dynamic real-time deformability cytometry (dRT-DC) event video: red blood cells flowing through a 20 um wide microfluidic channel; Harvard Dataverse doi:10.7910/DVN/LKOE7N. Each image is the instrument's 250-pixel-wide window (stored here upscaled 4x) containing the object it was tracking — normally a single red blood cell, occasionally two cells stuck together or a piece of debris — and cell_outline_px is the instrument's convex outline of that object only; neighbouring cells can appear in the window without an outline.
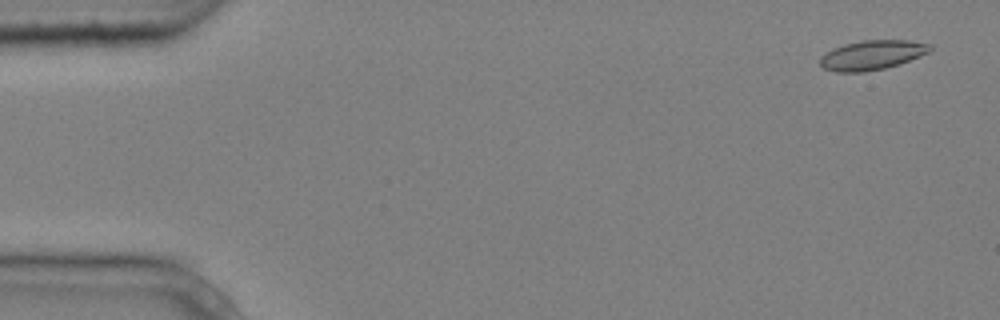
{"species": "common noctule bat (a hibernating species)", "species_latin": "Nyctalus noctula", "temperature_condition": "cold", "stored_images_in_passage": 6, "camera_frame_rate_fps": 3000, "um_per_image_px": 0.085, "animal": {"sex": "male", "body_mass_g": 20.4}, "frame": {"image": 1, "passage_image": 1, "time_ms": 0.0, "image_size_px": [1000, 320], "cell_outline_px": [[932, 48], [928, 52], [920, 56], [900, 64], [884, 68], [864, 72], [836, 72], [824, 68], [820, 64], [820, 56], [832, 48], [844, 44], [864, 40], [908, 40], [932, 44]], "centroid_in_image_um": [74.12, 4.67], "position_along_channel_um": 10.9, "area_um2": 18.96}}
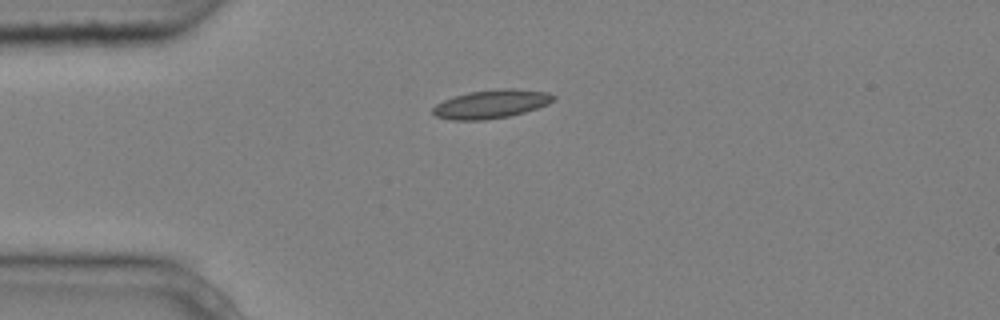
{"frame": {"image": 2, "passage_image": 4, "time_ms": 1.0, "image_size_px": [1000, 320], "cell_outline_px": [[556, 100], [548, 104], [524, 112], [508, 116], [484, 120], [452, 120], [436, 116], [432, 112], [432, 108], [436, 104], [444, 100], [468, 92], [500, 88], [512, 88], [548, 92], [556, 96]], "centroid_in_image_um": [41.78, 8.83], "position_along_channel_um": 43.2, "area_um2": 20.06}}
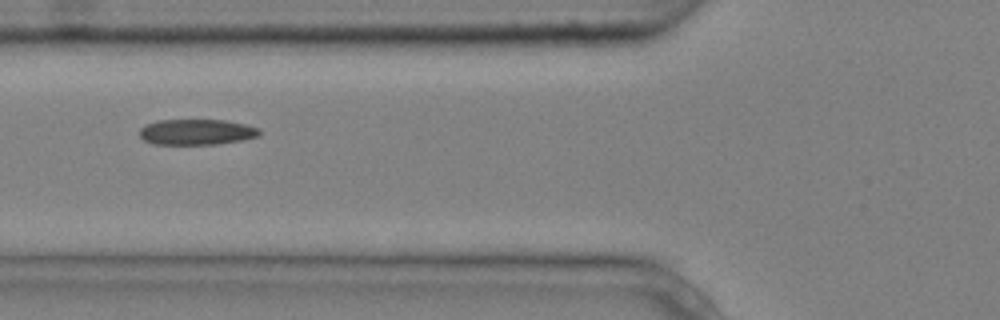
{"frame": {"image": 3, "passage_image": 6, "time_ms": 1.667, "image_size_px": [1000, 320], "cell_outline_px": [[260, 136], [240, 140], [216, 144], [156, 144], [144, 140], [140, 136], [140, 128], [144, 124], [156, 120], [224, 120], [244, 124], [260, 128]], "centroid_in_image_um": [16.69, 11.21], "position_along_channel_um": 109.1, "area_um2": 17.92}}